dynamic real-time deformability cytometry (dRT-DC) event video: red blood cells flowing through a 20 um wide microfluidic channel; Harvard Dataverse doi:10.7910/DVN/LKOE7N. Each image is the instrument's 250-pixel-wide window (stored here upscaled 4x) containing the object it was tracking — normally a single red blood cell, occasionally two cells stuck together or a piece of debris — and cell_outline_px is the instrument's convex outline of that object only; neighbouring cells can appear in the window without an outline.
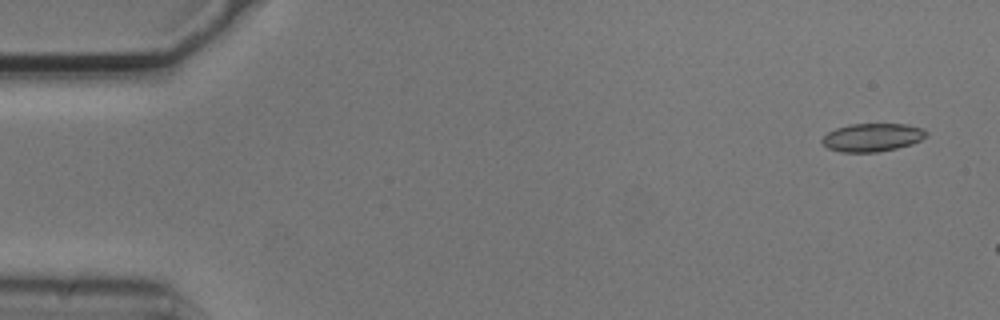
{"species": "common noctule bat (a hibernating species)", "species_latin": "Nyctalus noctula", "temperature_condition": "cold", "stored_images_in_passage": 3, "camera_frame_rate_fps": 3000, "um_per_image_px": 0.085, "animal": {"sex": "male", "body_mass_g": 20.5, "forearm_length_mm": 52.5}, "frame": {"image": 1, "passage_image": 1, "time_ms": 0.0, "image_size_px": [1000, 320], "cell_outline_px": [[928, 136], [912, 144], [896, 148], [876, 152], [840, 152], [828, 148], [820, 140], [828, 132], [836, 128], [848, 124], [908, 124], [920, 128], [928, 132]], "centroid_in_image_um": [74.14, 11.67], "position_along_channel_um": 10.9, "area_um2": 17.11}}